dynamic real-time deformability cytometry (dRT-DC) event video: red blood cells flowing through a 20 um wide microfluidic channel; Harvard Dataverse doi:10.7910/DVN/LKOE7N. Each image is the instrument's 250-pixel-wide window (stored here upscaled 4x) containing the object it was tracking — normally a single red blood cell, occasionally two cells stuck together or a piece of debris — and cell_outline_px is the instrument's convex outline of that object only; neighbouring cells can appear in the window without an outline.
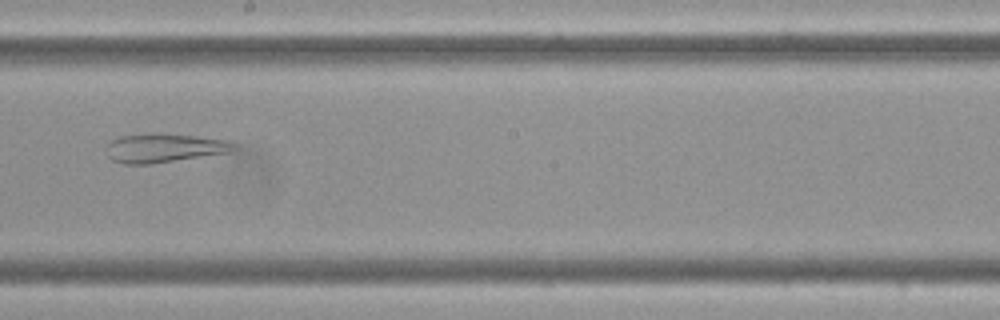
{"species": "Egyptian fruit bat (a non-hibernating species)", "species_latin": "Rousettus aegyptiacus", "temperature_condition": "cold", "stored_images_in_passage": 59, "camera_frame_rate_fps": 3000, "um_per_image_px": 0.085, "frame": {"image": 1, "passage_image": 34, "time_ms": 11.0, "image_size_px": [1000, 320], "cell_outline_px": [[236, 148], [232, 152], [148, 164], [124, 164], [112, 160], [108, 156], [108, 144], [112, 140], [120, 136], [192, 136], [224, 140], [236, 144]], "centroid_in_image_um": [13.98, 12.63], "position_along_channel_um": 234.2, "area_um2": 20.23}}
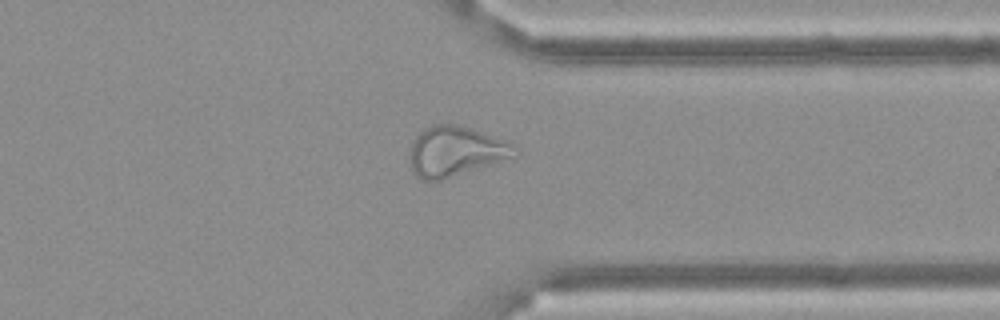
{"frame": {"image": 2, "passage_image": 46, "time_ms": 15.0, "image_size_px": [1000, 320], "cell_outline_px": [[516, 156], [440, 180], [424, 180], [416, 176], [412, 172], [412, 144], [416, 136], [424, 128], [436, 124], [460, 124], [512, 144]], "centroid_in_image_um": [38.68, 12.85], "position_along_channel_um": 372.7, "area_um2": 29.59}}
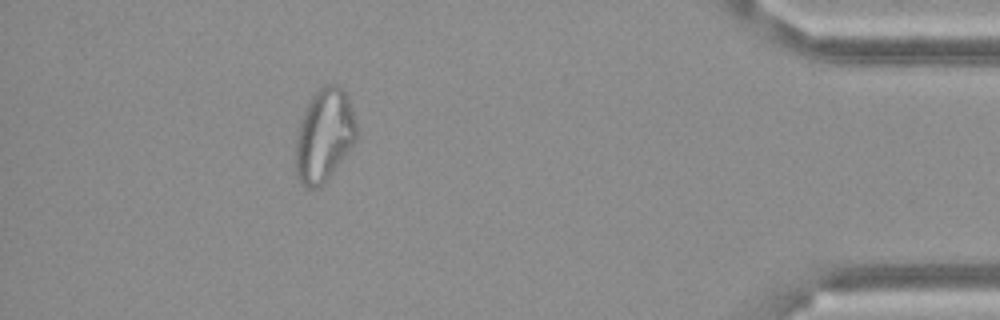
{"frame": {"image": 3, "passage_image": 53, "time_ms": 17.333, "image_size_px": [1000, 320], "cell_outline_px": [[356, 140], [348, 152], [328, 176], [316, 188], [308, 188], [300, 184], [296, 172], [296, 136], [300, 120], [308, 100], [324, 84], [336, 84], [344, 92], [352, 108], [356, 124]], "centroid_in_image_um": [27.53, 11.48], "position_along_channel_um": 407.7, "area_um2": 32.48}}